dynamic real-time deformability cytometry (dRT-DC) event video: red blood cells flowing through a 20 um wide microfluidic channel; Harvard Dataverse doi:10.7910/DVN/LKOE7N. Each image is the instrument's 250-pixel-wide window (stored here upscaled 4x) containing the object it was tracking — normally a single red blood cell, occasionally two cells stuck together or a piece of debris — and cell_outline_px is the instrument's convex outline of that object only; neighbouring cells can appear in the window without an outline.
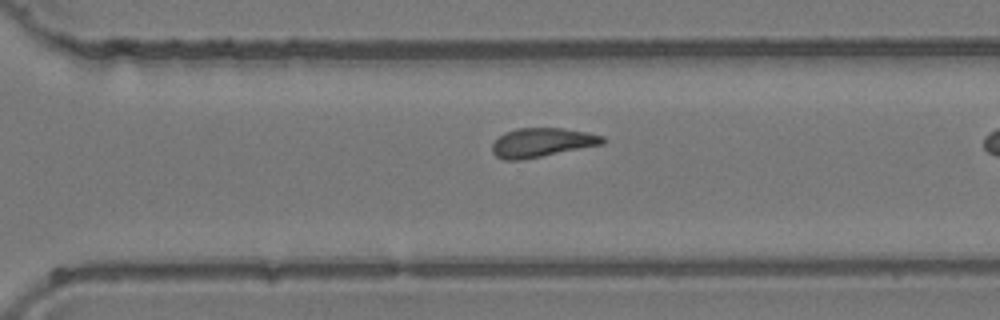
{"species": "common noctule bat (a hibernating species)", "species_latin": "Nyctalus noctula", "temperature_condition": "room temperature", "stored_images_in_passage": 29, "camera_frame_rate_fps": 3000, "um_per_image_px": 0.085, "animal": {"sex": "female", "body_mass_g": 24.6, "forearm_length_mm": 56.2}, "frame": {"image": 1, "passage_image": 25, "time_ms": 8.0, "image_size_px": [1000, 320], "cell_outline_px": [[604, 144], [524, 160], [504, 160], [496, 156], [492, 152], [492, 144], [504, 132], [516, 128], [560, 128], [588, 132], [604, 136]], "centroid_in_image_um": [46.06, 12.12], "position_along_channel_um": 324.5, "area_um2": 18.84}}